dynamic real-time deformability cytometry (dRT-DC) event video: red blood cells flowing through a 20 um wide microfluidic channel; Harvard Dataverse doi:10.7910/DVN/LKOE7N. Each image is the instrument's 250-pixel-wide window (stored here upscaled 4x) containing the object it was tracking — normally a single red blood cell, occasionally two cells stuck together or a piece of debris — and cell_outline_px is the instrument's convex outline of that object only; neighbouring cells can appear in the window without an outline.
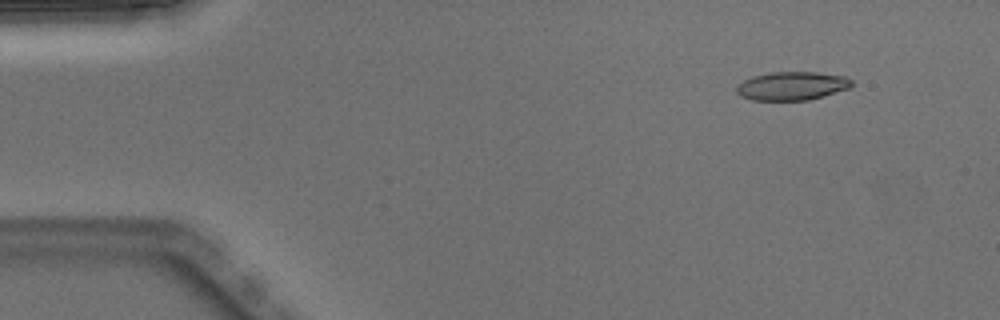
{"species": "Egyptian fruit bat (a non-hibernating species)", "species_latin": "Rousettus aegyptiacus", "temperature_condition": "warm", "stored_images_in_passage": 6, "camera_frame_rate_fps": 3000, "um_per_image_px": 0.085, "animal": {"sex": "male"}, "frame": {"image": 1, "passage_image": 2, "time_ms": 0.333, "image_size_px": [1000, 320], "cell_outline_px": [[852, 84], [848, 88], [824, 96], [808, 100], [752, 100], [740, 96], [736, 92], [736, 84], [752, 76], [772, 72], [816, 72], [844, 76], [852, 80]], "centroid_in_image_um": [67.27, 7.3], "position_along_channel_um": 17.7, "area_um2": 19.13}}